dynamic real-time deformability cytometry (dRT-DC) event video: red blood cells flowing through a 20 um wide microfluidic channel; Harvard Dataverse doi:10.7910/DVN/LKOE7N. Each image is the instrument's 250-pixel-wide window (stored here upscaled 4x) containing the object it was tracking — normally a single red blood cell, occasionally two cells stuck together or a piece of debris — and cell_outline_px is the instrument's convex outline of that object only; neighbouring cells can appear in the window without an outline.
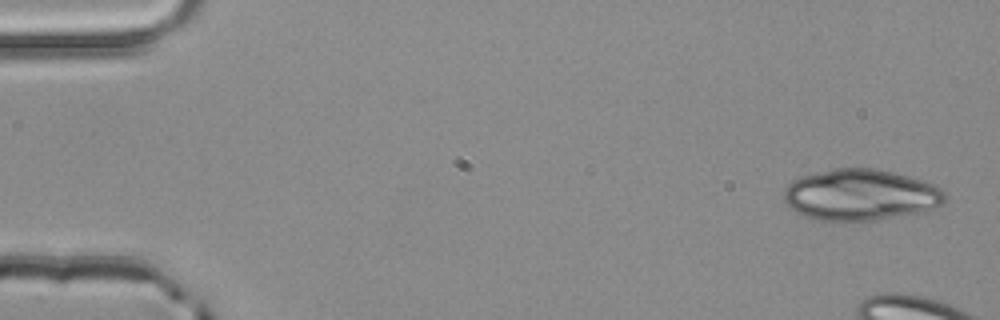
{"species": "common noctule bat (a hibernating species)", "species_latin": "Nyctalus noctula", "temperature_condition": "room temperature", "stored_images_in_passage": 4, "camera_frame_rate_fps": 3000, "um_per_image_px": 0.085, "animal": {"sex": "male", "body_mass_g": 20.4}, "frame": {"image": 1, "passage_image": 1, "time_ms": 0.0, "image_size_px": [1000, 320], "cell_outline_px": [[948, 200], [936, 208], [920, 212], [876, 220], [812, 220], [796, 212], [784, 200], [784, 188], [792, 180], [800, 176], [832, 168], [876, 168], [908, 176], [936, 184], [944, 192]], "centroid_in_image_um": [73.15, 16.55], "position_along_channel_um": 11.8, "area_um2": 48.38}}